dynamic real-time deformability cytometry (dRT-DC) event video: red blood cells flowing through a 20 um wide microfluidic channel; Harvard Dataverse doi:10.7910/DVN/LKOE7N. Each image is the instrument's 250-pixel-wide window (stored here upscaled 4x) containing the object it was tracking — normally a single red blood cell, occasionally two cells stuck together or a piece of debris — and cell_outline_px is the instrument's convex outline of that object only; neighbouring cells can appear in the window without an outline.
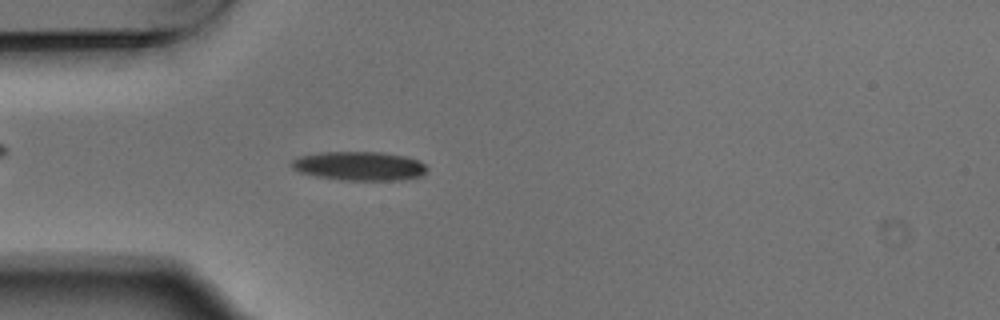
{"species": "Egyptian fruit bat (a non-hibernating species)", "species_latin": "Rousettus aegyptiacus", "temperature_condition": "warm", "stored_images_in_passage": 4, "camera_frame_rate_fps": 3000, "um_per_image_px": 0.085, "animal": {"sex": "male"}, "frame": {"image": 1, "passage_image": 4, "time_ms": 1.0, "image_size_px": [1000, 320], "cell_outline_px": [[428, 168], [420, 176], [400, 180], [340, 180], [316, 176], [300, 172], [292, 168], [288, 164], [292, 160], [300, 156], [320, 152], [380, 152], [404, 156], [416, 160], [424, 164]], "centroid_in_image_um": [30.49, 14.11], "position_along_channel_um": 54.5, "area_um2": 22.77}}